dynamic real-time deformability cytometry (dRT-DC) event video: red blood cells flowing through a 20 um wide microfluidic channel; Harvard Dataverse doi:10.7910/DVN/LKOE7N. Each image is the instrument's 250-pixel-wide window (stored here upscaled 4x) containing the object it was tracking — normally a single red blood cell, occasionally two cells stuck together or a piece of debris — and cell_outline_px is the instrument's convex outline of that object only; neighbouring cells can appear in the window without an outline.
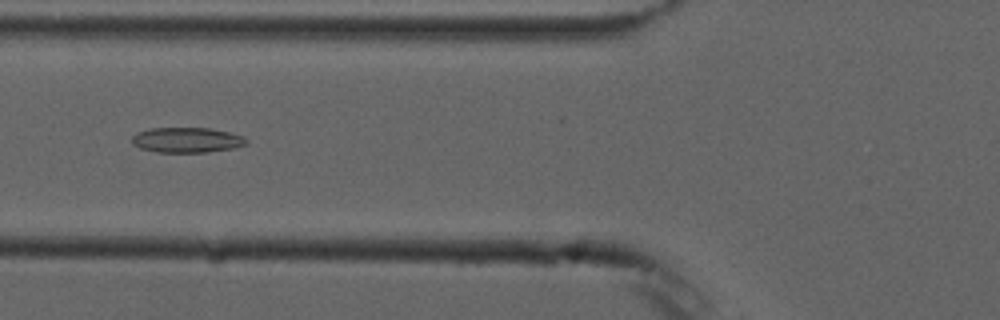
{"species": "common noctule bat (a hibernating species)", "species_latin": "Nyctalus noctula", "temperature_condition": "cold", "stored_images_in_passage": 8, "camera_frame_rate_fps": 3000, "um_per_image_px": 0.085, "animal": {"sex": "male", "forearm_length_mm": 52.5}, "frame": {"image": 1, "passage_image": 5, "time_ms": 4.667, "image_size_px": [1000, 320], "cell_outline_px": [[248, 144], [236, 148], [208, 152], [156, 152], [140, 148], [132, 144], [132, 136], [140, 132], [152, 128], [208, 128], [228, 132], [244, 136], [248, 140]], "centroid_in_image_um": [15.93, 11.91], "position_along_channel_um": 109.9, "area_um2": 16.82}}
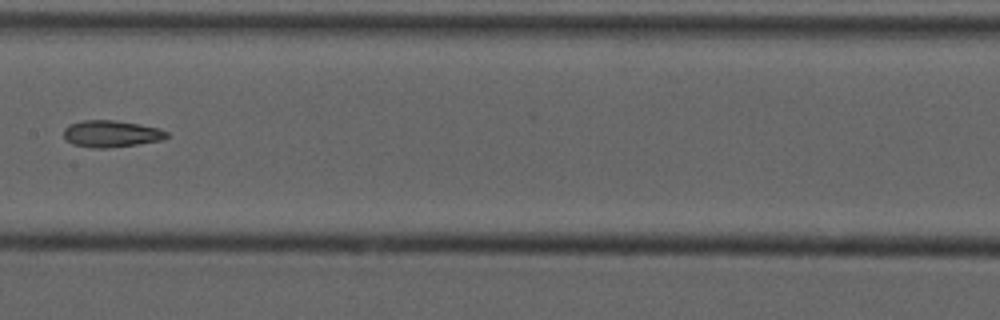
{"frame": {"image": 2, "passage_image": 7, "time_ms": 7.0, "image_size_px": [1000, 320], "cell_outline_px": [[168, 136], [164, 140], [108, 148], [92, 148], [72, 144], [64, 136], [64, 128], [68, 124], [84, 120], [116, 120], [140, 124], [160, 128], [168, 132]], "centroid_in_image_um": [9.47, 11.36], "position_along_channel_um": 197.9, "area_um2": 16.18}}
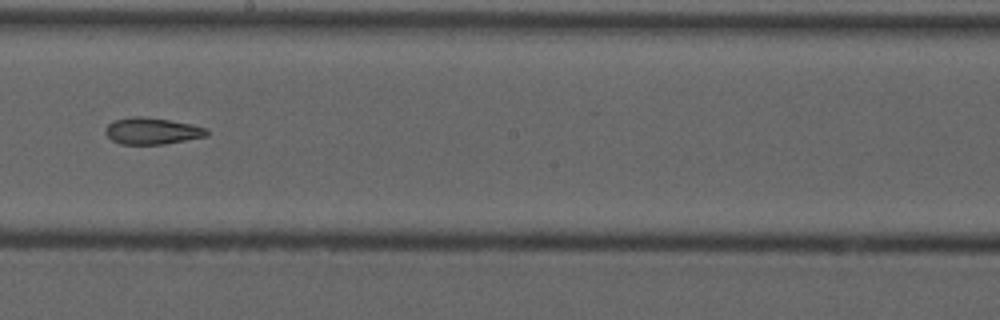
{"frame": {"image": 3, "passage_image": 8, "time_ms": 8.0, "image_size_px": [1000, 320], "cell_outline_px": [[208, 136], [164, 144], [120, 144], [112, 140], [104, 132], [104, 128], [112, 120], [132, 116], [144, 116], [192, 124], [208, 128]], "centroid_in_image_um": [12.91, 11.12], "position_along_channel_um": 235.3, "area_um2": 15.9}}